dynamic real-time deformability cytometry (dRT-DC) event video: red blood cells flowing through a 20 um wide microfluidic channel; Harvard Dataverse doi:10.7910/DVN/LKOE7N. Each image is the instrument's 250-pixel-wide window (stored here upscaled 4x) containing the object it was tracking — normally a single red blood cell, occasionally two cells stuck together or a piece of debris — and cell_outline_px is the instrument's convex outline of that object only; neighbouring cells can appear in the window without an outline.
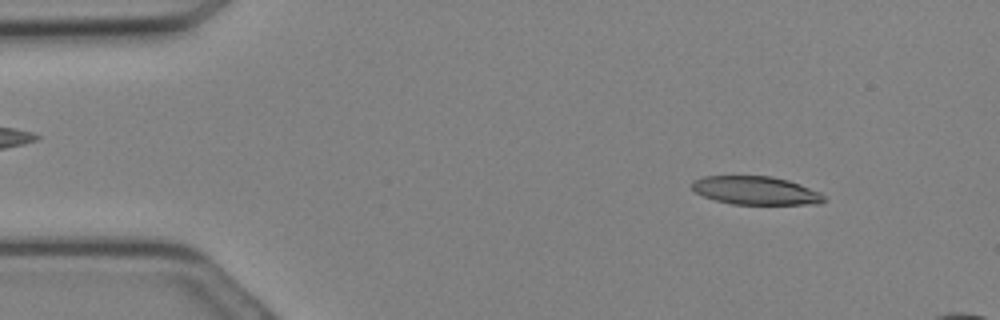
{"species": "Egyptian fruit bat (a non-hibernating species)", "species_latin": "Rousettus aegyptiacus", "temperature_condition": "cold", "stored_images_in_passage": 9, "camera_frame_rate_fps": 3000, "um_per_image_px": 0.085, "animal": {"sex": "female"}, "frame": {"image": 1, "passage_image": 3, "time_ms": 0.667, "image_size_px": [1000, 320], "cell_outline_px": [[828, 200], [820, 204], [732, 204], [716, 200], [704, 196], [696, 192], [692, 188], [692, 180], [704, 176], [772, 176], [788, 180], [800, 184], [820, 192]], "centroid_in_image_um": [64.27, 16.19], "position_along_channel_um": 20.7, "area_um2": 21.85}}